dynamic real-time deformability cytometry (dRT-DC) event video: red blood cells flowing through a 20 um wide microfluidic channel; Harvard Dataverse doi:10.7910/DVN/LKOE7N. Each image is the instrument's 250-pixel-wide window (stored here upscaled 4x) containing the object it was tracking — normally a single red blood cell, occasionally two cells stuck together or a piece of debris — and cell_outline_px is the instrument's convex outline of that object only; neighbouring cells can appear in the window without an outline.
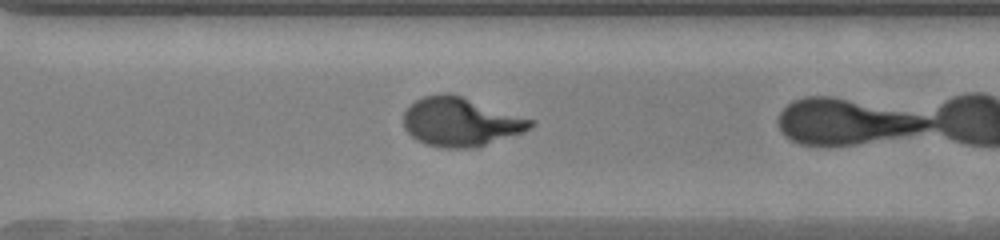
{"species": "human", "species_latin": "Homo sapiens", "temperature_condition": "warm", "stored_images_in_passage": 19, "camera_frame_rate_fps": 3000, "um_per_image_px": 0.085, "donor": {"sex": "female"}, "frame": {"image": 1, "passage_image": 18, "time_ms": 5.667, "image_size_px": [1000, 240], "cell_outline_px": [[536, 124], [532, 128], [472, 148], [444, 148], [424, 144], [416, 140], [404, 128], [404, 112], [416, 100], [424, 96], [440, 92], [448, 92], [536, 120]], "centroid_in_image_um": [39.13, 10.35], "position_along_channel_um": 331.5, "area_um2": 35.89}}